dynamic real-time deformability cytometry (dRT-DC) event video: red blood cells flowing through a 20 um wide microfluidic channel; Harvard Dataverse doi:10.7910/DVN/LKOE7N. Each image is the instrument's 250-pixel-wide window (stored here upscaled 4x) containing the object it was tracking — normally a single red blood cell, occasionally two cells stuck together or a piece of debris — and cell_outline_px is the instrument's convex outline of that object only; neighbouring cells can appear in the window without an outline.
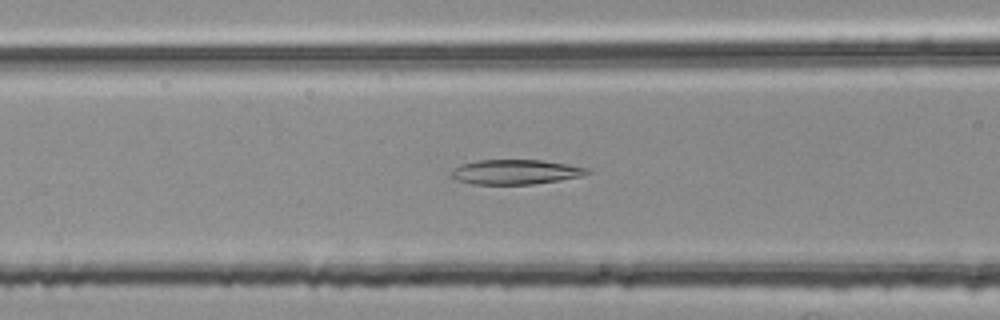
{"species": "common noctule bat (a hibernating species)", "species_latin": "Nyctalus noctula", "temperature_condition": "room temperature", "stored_images_in_passage": 44, "camera_frame_rate_fps": 3000, "um_per_image_px": 0.085, "animal": {"sex": "female", "body_mass_g": 25.1}, "frame": {"image": 1, "passage_image": 12, "time_ms": 3.667, "image_size_px": [1000, 320], "cell_outline_px": [[592, 172], [580, 176], [560, 180], [532, 184], [472, 184], [452, 180], [448, 176], [460, 164], [476, 160], [540, 160], [568, 164], [588, 168]], "centroid_in_image_um": [43.77, 14.62], "position_along_channel_um": 122.8, "area_um2": 19.71}}
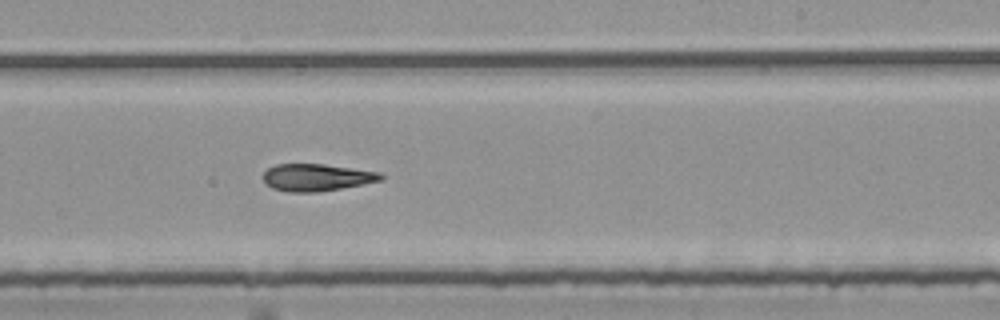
{"frame": {"image": 2, "passage_image": 23, "time_ms": 7.333, "image_size_px": [1000, 320], "cell_outline_px": [[384, 180], [364, 184], [316, 192], [288, 192], [272, 188], [264, 180], [264, 172], [268, 168], [276, 164], [324, 164], [380, 172], [384, 176]], "centroid_in_image_um": [26.94, 15.08], "position_along_channel_um": 262.1, "area_um2": 18.55}}
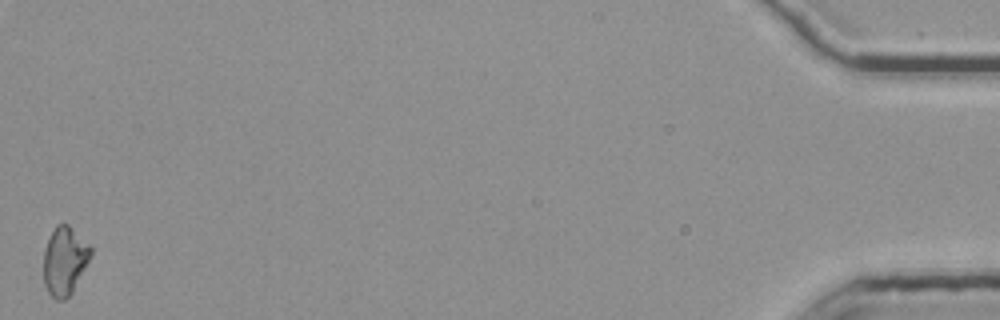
{"frame": {"image": 3, "passage_image": 44, "time_ms": 14.333, "image_size_px": [1000, 320], "cell_outline_px": [[92, 256], [72, 292], [64, 300], [56, 300], [48, 292], [44, 284], [44, 248], [56, 224], [68, 224], [92, 248]], "centroid_in_image_um": [5.5, 22.18], "position_along_channel_um": 429.7, "area_um2": 18.67}, "authors_computed_cell_mechanics": {"area_um2": 19.0451, "velocity_mm_per_s": 3.8015, "shape_relaxation_time_tau1_ms": null, "shape_relaxation_time_tau2_ms": 9.4566, "deformation_change_tau1": null, "deformation_change_tau2": 0.1831}}